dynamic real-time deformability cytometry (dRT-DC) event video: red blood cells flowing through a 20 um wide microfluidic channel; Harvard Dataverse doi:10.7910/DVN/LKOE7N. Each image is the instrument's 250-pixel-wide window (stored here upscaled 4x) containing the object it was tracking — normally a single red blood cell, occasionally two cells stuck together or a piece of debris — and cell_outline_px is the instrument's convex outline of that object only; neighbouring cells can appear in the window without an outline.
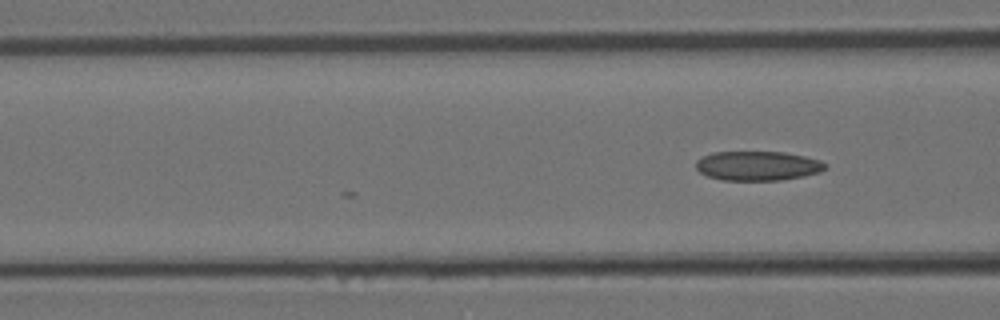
{"species": "Egyptian fruit bat (a non-hibernating species)", "species_latin": "Rousettus aegyptiacus", "temperature_condition": "room temperature", "stored_images_in_passage": 16, "camera_frame_rate_fps": 3000, "um_per_image_px": 0.085, "animal": {"sex": "female"}, "frame": {"image": 1, "passage_image": 16, "time_ms": 5.0, "image_size_px": [1000, 320], "cell_outline_px": [[828, 168], [820, 172], [804, 176], [780, 180], [724, 180], [708, 176], [700, 172], [696, 168], [696, 160], [712, 152], [784, 152], [804, 156], [820, 160], [828, 164]], "centroid_in_image_um": [64.44, 14.09], "position_along_channel_um": 102.2, "area_um2": 22.2}}